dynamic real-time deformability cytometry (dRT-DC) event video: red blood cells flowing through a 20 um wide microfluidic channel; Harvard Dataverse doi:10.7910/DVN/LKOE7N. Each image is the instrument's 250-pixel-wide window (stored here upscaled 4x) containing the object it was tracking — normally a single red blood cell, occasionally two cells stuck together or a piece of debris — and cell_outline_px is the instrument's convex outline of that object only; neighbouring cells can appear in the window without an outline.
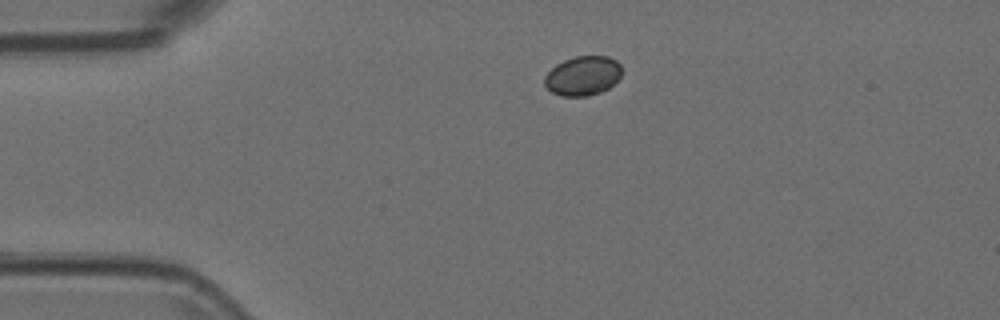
{"species": "Egyptian fruit bat (a non-hibernating species)", "species_latin": "Rousettus aegyptiacus", "temperature_condition": "room temperature", "stored_images_in_passage": 38, "camera_frame_rate_fps": 3000, "um_per_image_px": 0.085, "animal": {"sex": "female"}, "frame": {"image": 1, "passage_image": 1, "time_ms": 0.0, "image_size_px": [1000, 320], "cell_outline_px": [[620, 76], [608, 88], [600, 92], [588, 96], [560, 96], [552, 92], [544, 84], [544, 76], [556, 64], [564, 60], [576, 56], [608, 56], [616, 60], [620, 64]], "centroid_in_image_um": [49.51, 6.44], "position_along_channel_um": 35.5, "area_um2": 17.63}}
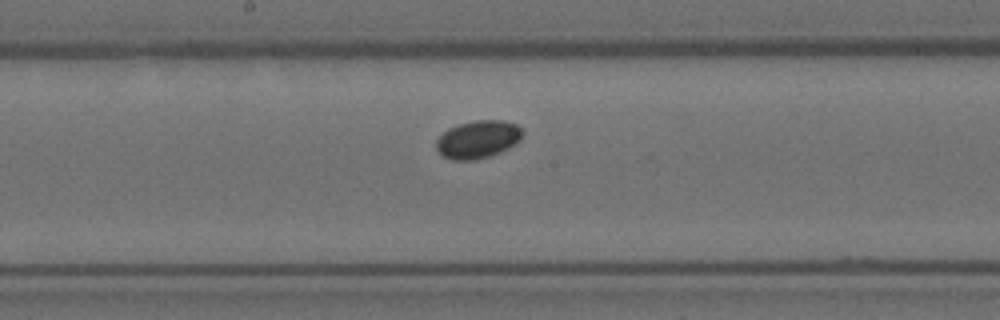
{"frame": {"image": 2, "passage_image": 18, "time_ms": 5.667, "image_size_px": [1000, 320], "cell_outline_px": [[524, 132], [520, 140], [508, 148], [500, 152], [488, 156], [472, 160], [452, 160], [444, 156], [436, 148], [436, 140], [448, 128], [460, 124], [476, 120], [504, 120], [516, 124]], "centroid_in_image_um": [40.63, 11.84], "position_along_channel_um": 207.6, "area_um2": 18.84}}
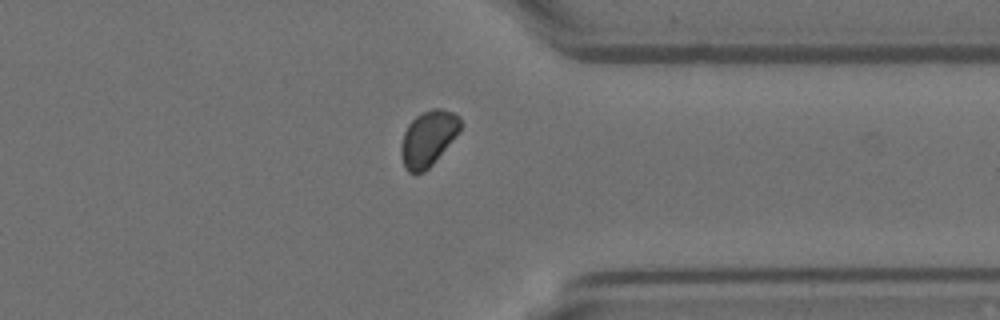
{"frame": {"image": 3, "passage_image": 32, "time_ms": 10.333, "image_size_px": [1000, 320], "cell_outline_px": [[460, 128], [432, 164], [424, 172], [408, 172], [404, 168], [400, 152], [400, 144], [404, 132], [408, 124], [416, 116], [432, 108], [440, 108], [452, 112], [460, 116]], "centroid_in_image_um": [36.34, 11.75], "position_along_channel_um": 375.1, "area_um2": 18.73}}